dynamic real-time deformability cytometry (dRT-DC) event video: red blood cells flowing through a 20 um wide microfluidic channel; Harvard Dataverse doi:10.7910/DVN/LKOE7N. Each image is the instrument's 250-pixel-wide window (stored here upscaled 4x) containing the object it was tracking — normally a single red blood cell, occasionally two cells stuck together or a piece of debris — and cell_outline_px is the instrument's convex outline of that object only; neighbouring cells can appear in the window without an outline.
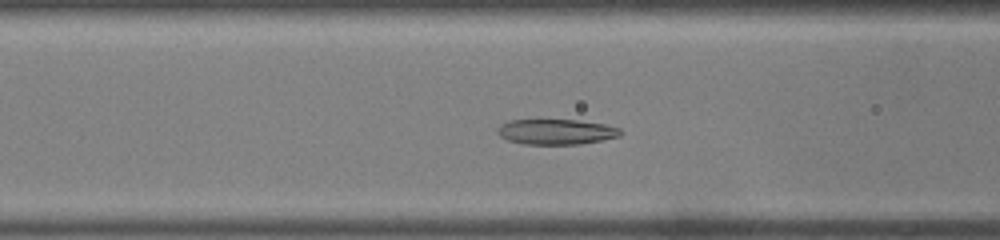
{"species": "common noctule bat (a hibernating species)", "species_latin": "Nyctalus noctula", "temperature_condition": "warm", "stored_images_in_passage": 48, "camera_frame_rate_fps": 3000, "um_per_image_px": 0.085, "animal": {"sex": "male", "body_mass_g": 19.0, "forearm_length_mm": 50.8}, "frame": {"image": 1, "passage_image": 17, "time_ms": 5.333, "image_size_px": [1000, 240], "cell_outline_px": [[624, 132], [620, 136], [580, 144], [524, 144], [508, 140], [500, 136], [496, 132], [496, 128], [500, 124], [508, 120], [576, 120], [604, 124], [620, 128]], "centroid_in_image_um": [47.25, 11.2], "position_along_channel_um": 119.3, "area_um2": 18.21}}
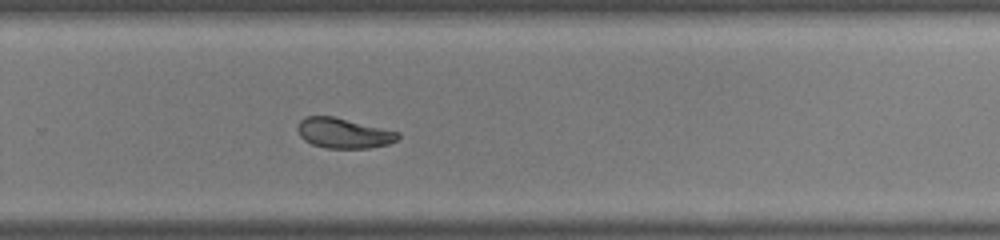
{"frame": {"image": 2, "passage_image": 31, "time_ms": 10.0, "image_size_px": [1000, 240], "cell_outline_px": [[400, 136], [396, 140], [388, 144], [368, 148], [324, 148], [312, 144], [304, 140], [300, 136], [296, 128], [300, 120], [304, 116], [332, 116], [400, 132]], "centroid_in_image_um": [29.17, 11.32], "position_along_channel_um": 300.6, "area_um2": 17.63}}
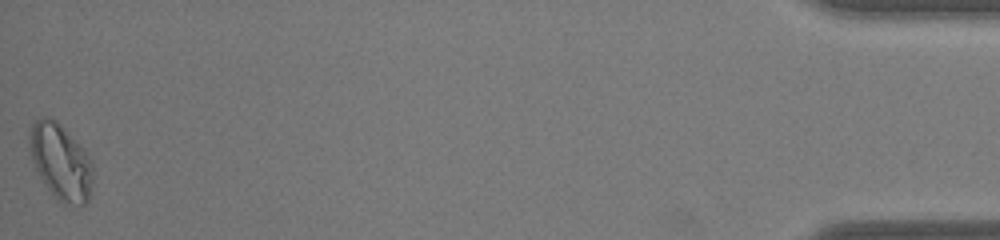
{"frame": {"image": 3, "passage_image": 48, "time_ms": 15.667, "image_size_px": [1000, 240], "cell_outline_px": [[92, 176], [88, 200], [80, 208], [60, 204], [56, 200], [40, 176], [32, 160], [28, 140], [28, 132], [32, 124], [40, 116], [48, 116], [56, 120], [84, 148], [92, 160]], "centroid_in_image_um": [5.16, 13.76], "position_along_channel_um": 430.0, "area_um2": 28.44}, "authors_computed_cell_mechanics": {"area_um2": 19.363, "velocity_mm_per_s": 3.8963, "shape_relaxation_time_tau1_ms": 4.9397, "shape_relaxation_time_tau2_ms": 1.8713, "deformation_change_tau1": 0.1669, "deformation_change_tau2": 0.0603}}